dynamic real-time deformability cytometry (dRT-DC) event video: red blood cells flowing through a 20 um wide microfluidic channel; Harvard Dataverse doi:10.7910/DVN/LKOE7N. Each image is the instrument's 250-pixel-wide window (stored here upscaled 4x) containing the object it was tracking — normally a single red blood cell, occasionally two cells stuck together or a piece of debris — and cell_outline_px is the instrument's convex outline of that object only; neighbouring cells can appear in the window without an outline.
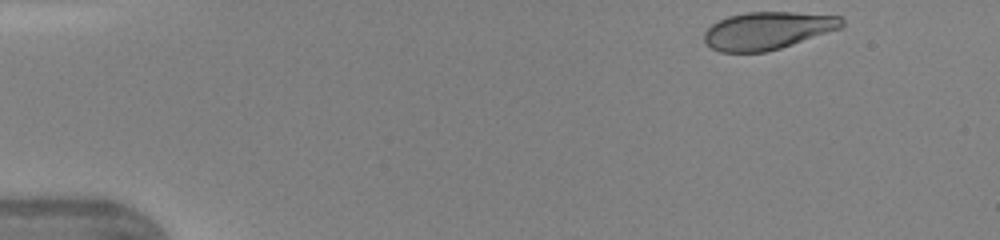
{"species": "human", "species_latin": "Homo sapiens", "temperature_condition": "warm", "stored_images_in_passage": 42, "camera_frame_rate_fps": 3000, "um_per_image_px": 0.085, "donor": {"sex": "female"}, "frame": {"image": 1, "passage_image": 1, "time_ms": 0.0, "image_size_px": [1000, 240], "cell_outline_px": [[844, 24], [840, 28], [780, 48], [764, 52], [720, 52], [704, 44], [704, 32], [712, 24], [728, 16], [748, 12], [792, 12], [840, 16], [844, 20]], "centroid_in_image_um": [65.21, 2.6], "position_along_channel_um": 19.8, "area_um2": 29.94}}
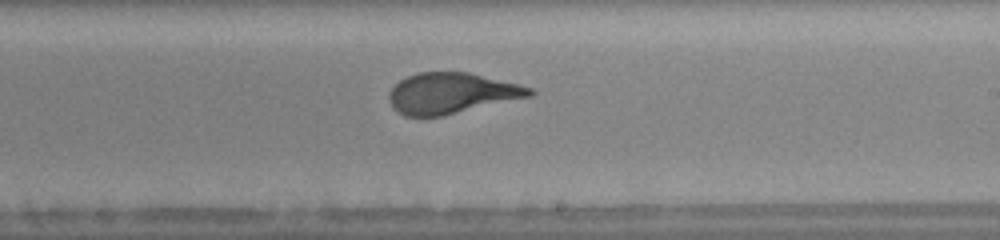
{"frame": {"image": 2, "passage_image": 24, "time_ms": 7.667, "image_size_px": [1000, 240], "cell_outline_px": [[536, 92], [532, 96], [444, 116], [404, 116], [392, 108], [388, 100], [388, 92], [400, 80], [416, 72], [468, 72], [532, 88]], "centroid_in_image_um": [38.35, 7.94], "position_along_channel_um": 250.7, "area_um2": 33.47}}
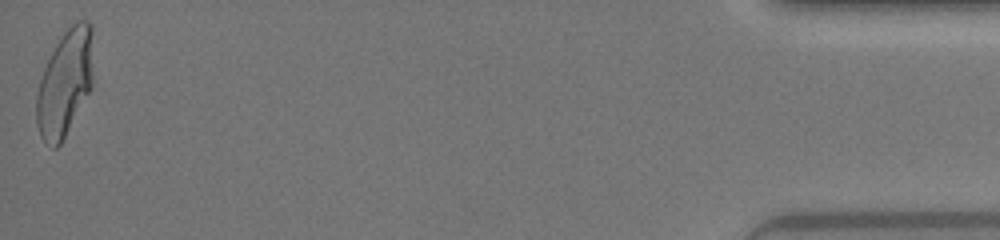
{"frame": {"image": 3, "passage_image": 42, "time_ms": 13.667, "image_size_px": [1000, 240], "cell_outline_px": [[92, 88], [60, 144], [56, 148], [52, 148], [44, 144], [40, 136], [36, 124], [36, 96], [40, 80], [44, 68], [60, 36], [76, 20], [88, 20], [92, 24]], "centroid_in_image_um": [5.51, 7.06], "position_along_channel_um": 429.7, "area_um2": 35.26}, "authors_computed_cell_mechanics": {"area_um2": 33.813, "velocity_mm_per_s": 4.3781, "shape_relaxation_time_tau1_ms": 4.009, "shape_relaxation_time_tau2_ms": null, "deformation_change_tau1": 0.2098, "deformation_change_tau2": null}}